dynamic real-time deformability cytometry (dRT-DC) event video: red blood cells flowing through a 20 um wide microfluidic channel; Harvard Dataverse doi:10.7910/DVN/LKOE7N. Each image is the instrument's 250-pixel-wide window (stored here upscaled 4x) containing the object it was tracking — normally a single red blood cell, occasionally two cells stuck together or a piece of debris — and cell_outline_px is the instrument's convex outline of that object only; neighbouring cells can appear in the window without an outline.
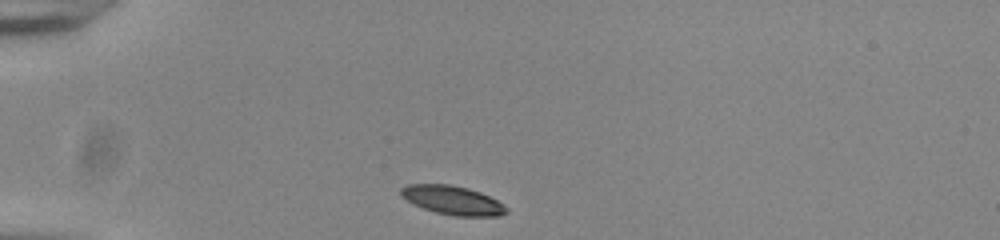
{"species": "common noctule bat (a hibernating species)", "species_latin": "Nyctalus noctula", "temperature_condition": "room temperature", "stored_images_in_passage": 33, "camera_frame_rate_fps": 3000, "um_per_image_px": 0.085, "animal": {"sex": "male", "body_mass_g": 20.0, "forearm_length_mm": 53.3}, "frame": {"image": 1, "passage_image": 1, "time_ms": 0.0, "image_size_px": [1000, 240], "cell_outline_px": [[508, 212], [500, 216], [452, 216], [436, 212], [412, 204], [400, 196], [400, 188], [408, 184], [452, 184], [468, 188], [480, 192], [504, 204], [508, 208]], "centroid_in_image_um": [38.46, 17.02], "position_along_channel_um": 46.5, "area_um2": 17.92}}
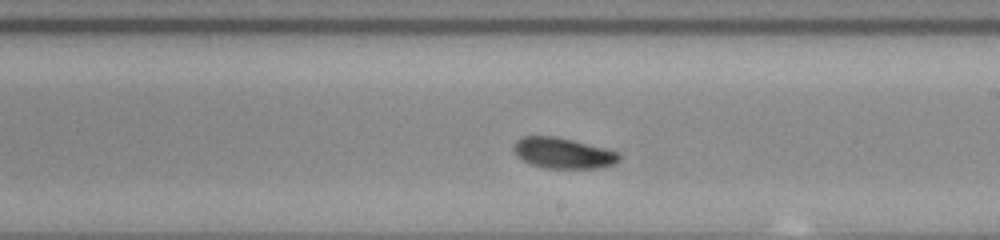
{"frame": {"image": 2, "passage_image": 19, "time_ms": 6.0, "image_size_px": [1000, 240], "cell_outline_px": [[620, 160], [612, 164], [600, 168], [544, 168], [528, 164], [520, 160], [516, 156], [512, 148], [512, 144], [516, 140], [524, 136], [556, 136], [620, 152]], "centroid_in_image_um": [47.8, 13.02], "position_along_channel_um": 241.2, "area_um2": 19.13}}
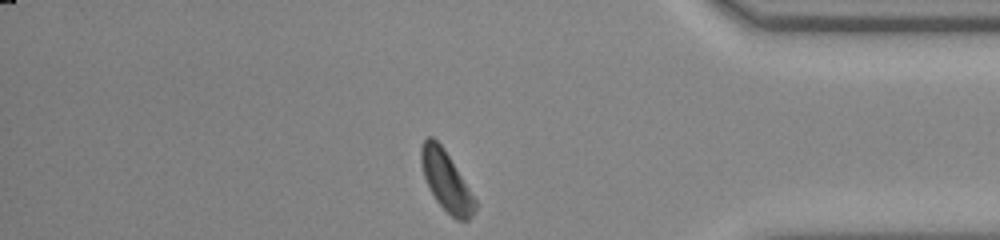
{"frame": {"image": 3, "passage_image": 33, "time_ms": 10.667, "image_size_px": [1000, 240], "cell_outline_px": [[476, 208], [472, 216], [468, 220], [456, 220], [436, 200], [424, 176], [420, 160], [420, 148], [424, 140], [428, 136], [432, 136], [444, 148], [476, 200]], "centroid_in_image_um": [37.92, 15.37], "position_along_channel_um": 397.3, "area_um2": 18.38}, "authors_computed_cell_mechanics": {"area_um2": 19.074, "velocity_mm_per_s": 3.7932, "shape_relaxation_time_tau1_ms": 1.9612, "shape_relaxation_time_tau2_ms": null, "deformation_change_tau1": 0.1031, "deformation_change_tau2": null}}